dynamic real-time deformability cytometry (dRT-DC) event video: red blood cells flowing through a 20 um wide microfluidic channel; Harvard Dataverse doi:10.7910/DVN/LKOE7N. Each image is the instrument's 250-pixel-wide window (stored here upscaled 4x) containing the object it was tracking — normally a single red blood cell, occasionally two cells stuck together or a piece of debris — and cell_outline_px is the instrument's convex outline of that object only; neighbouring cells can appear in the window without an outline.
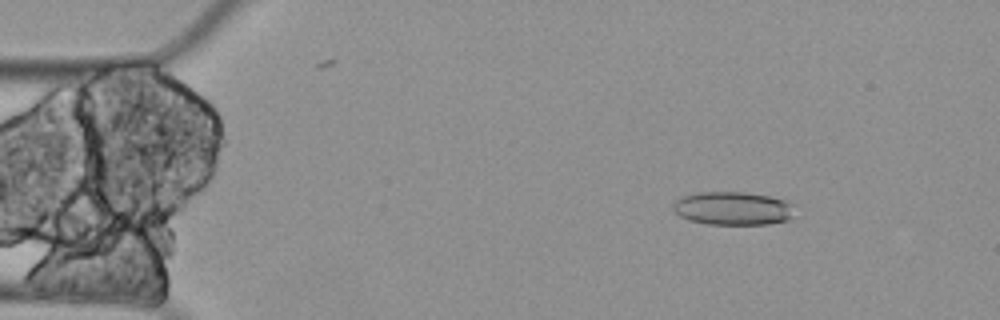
{"species": "Egyptian fruit bat (a non-hibernating species)", "species_latin": "Rousettus aegyptiacus", "temperature_condition": "cold", "stored_images_in_passage": 10, "camera_frame_rate_fps": 3000, "um_per_image_px": 0.085, "animal": {"sex": "female"}, "frame": {"image": 1, "passage_image": 2, "time_ms": 0.333, "image_size_px": [1000, 320], "cell_outline_px": [[792, 216], [788, 220], [768, 224], [708, 224], [688, 220], [680, 216], [672, 208], [672, 204], [676, 200], [684, 196], [700, 192], [744, 192], [768, 196], [784, 200], [792, 204]], "centroid_in_image_um": [62.27, 17.71], "position_along_channel_um": 22.7, "area_um2": 23.47}}
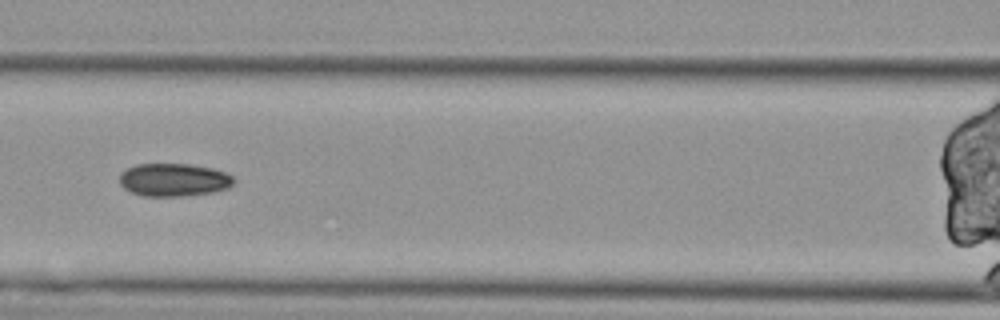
{"frame": {"image": 2, "passage_image": 7, "time_ms": 2.0, "image_size_px": [1000, 320], "cell_outline_px": [[236, 180], [228, 188], [212, 192], [180, 196], [144, 196], [132, 192], [124, 188], [120, 184], [120, 172], [136, 164], [192, 164], [212, 168], [224, 172], [232, 176]], "centroid_in_image_um": [14.77, 15.28], "position_along_channel_um": 151.8, "area_um2": 21.91}}
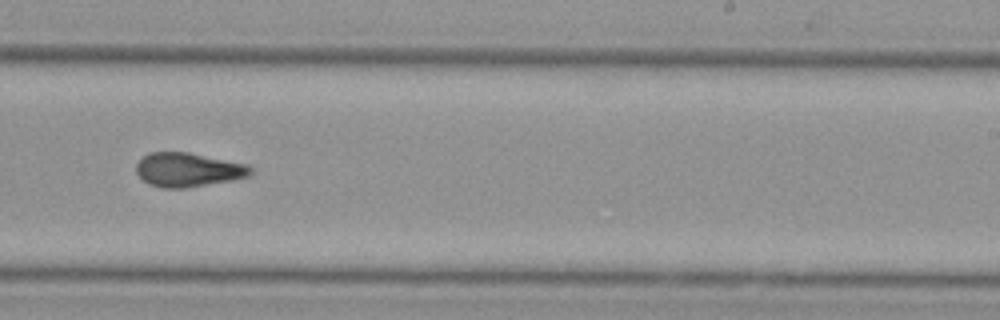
{"frame": {"image": 3, "passage_image": 10, "time_ms": 3.0, "image_size_px": [1000, 320], "cell_outline_px": [[252, 172], [248, 176], [232, 180], [184, 188], [164, 188], [148, 184], [136, 172], [136, 164], [148, 152], [188, 152], [248, 164], [252, 168]], "centroid_in_image_um": [15.98, 14.42], "position_along_channel_um": 273.0, "area_um2": 22.6}}